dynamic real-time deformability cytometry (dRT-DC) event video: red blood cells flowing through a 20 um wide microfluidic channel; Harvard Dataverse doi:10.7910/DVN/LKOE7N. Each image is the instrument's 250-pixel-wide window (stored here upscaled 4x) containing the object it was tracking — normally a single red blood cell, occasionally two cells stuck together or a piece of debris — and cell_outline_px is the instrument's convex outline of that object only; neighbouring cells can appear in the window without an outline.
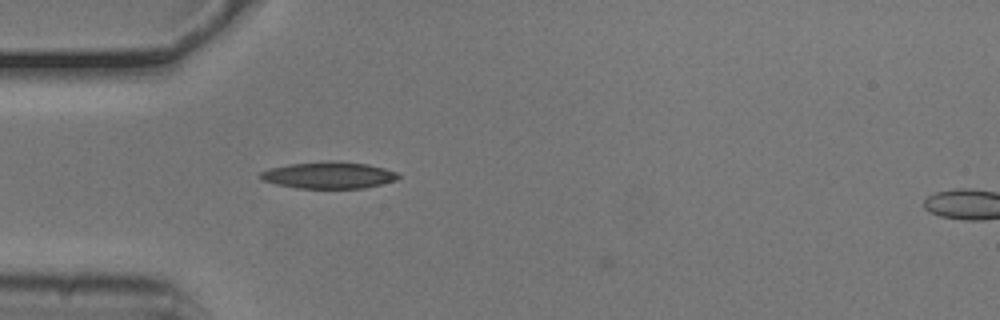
{"species": "common noctule bat (a hibernating species)", "species_latin": "Nyctalus noctula", "temperature_condition": "cold", "stored_images_in_passage": 35, "camera_frame_rate_fps": 3000, "um_per_image_px": 0.085, "animal": {"sex": "male", "body_mass_g": 20.5, "forearm_length_mm": 52.5}, "frame": {"image": 1, "passage_image": 1, "time_ms": 0.0, "image_size_px": [1000, 320], "cell_outline_px": [[400, 176], [396, 180], [364, 188], [296, 188], [276, 184], [264, 180], [260, 176], [260, 172], [268, 168], [288, 164], [328, 160], [368, 164], [384, 168], [396, 172]], "centroid_in_image_um": [27.92, 14.88], "position_along_channel_um": 57.1, "area_um2": 21.44}}
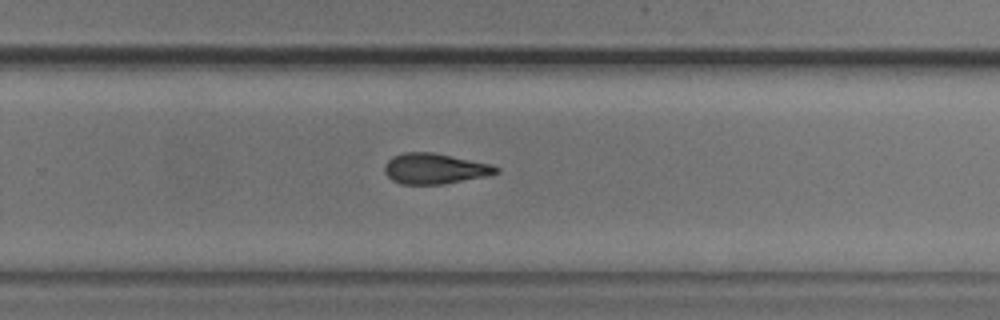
{"frame": {"image": 2, "passage_image": 20, "time_ms": 6.333, "image_size_px": [1000, 320], "cell_outline_px": [[500, 172], [492, 176], [444, 184], [400, 184], [392, 180], [384, 172], [384, 164], [392, 156], [404, 152], [432, 152], [492, 164], [500, 168]], "centroid_in_image_um": [37.0, 14.34], "position_along_channel_um": 292.8, "area_um2": 20.23}}
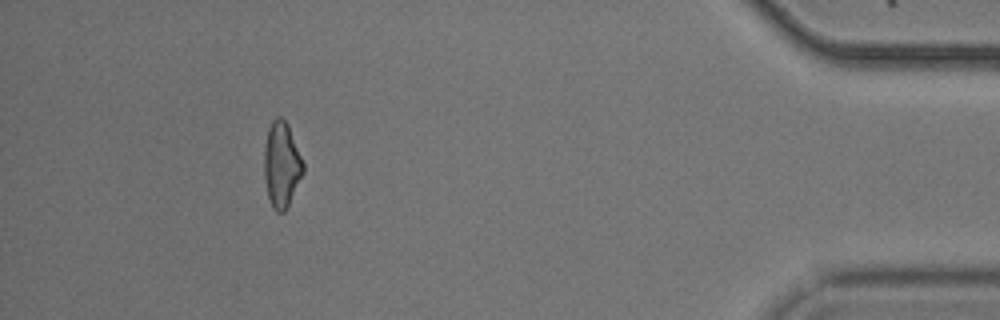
{"frame": {"image": 3, "passage_image": 34, "time_ms": 11.0, "image_size_px": [1000, 320], "cell_outline_px": [[304, 172], [284, 212], [276, 212], [272, 208], [268, 196], [264, 176], [264, 144], [268, 128], [272, 120], [276, 116], [280, 116], [288, 124], [304, 164]], "centroid_in_image_um": [23.92, 13.97], "position_along_channel_um": 411.3, "area_um2": 19.42}}